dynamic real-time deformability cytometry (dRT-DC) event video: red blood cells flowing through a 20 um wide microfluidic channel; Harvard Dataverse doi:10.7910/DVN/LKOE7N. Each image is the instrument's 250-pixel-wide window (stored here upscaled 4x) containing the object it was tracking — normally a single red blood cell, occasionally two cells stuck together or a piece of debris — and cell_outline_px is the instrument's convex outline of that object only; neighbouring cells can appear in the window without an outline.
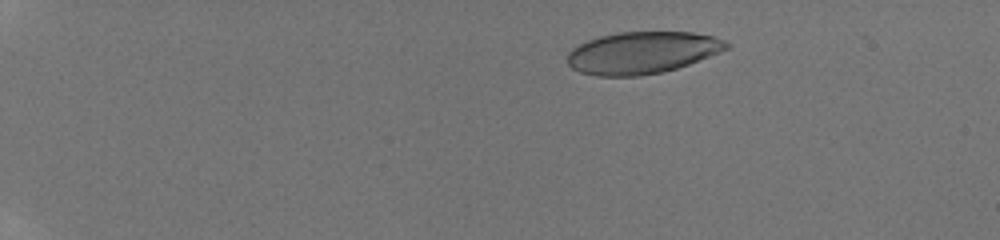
{"species": "human", "species_latin": "Homo sapiens", "temperature_condition": "room temperature", "stored_images_in_passage": 51, "camera_frame_rate_fps": 3000, "um_per_image_px": 0.085, "donor": {"sex": "male"}, "frame": {"image": 1, "passage_image": 10, "time_ms": 3.0, "image_size_px": [1000, 240], "cell_outline_px": [[732, 44], [728, 48], [720, 52], [688, 64], [664, 72], [640, 76], [596, 76], [580, 72], [572, 68], [568, 64], [568, 52], [572, 48], [588, 40], [600, 36], [620, 32], [692, 32], [712, 36], [724, 40]], "centroid_in_image_um": [54.58, 4.48], "position_along_channel_um": 30.4, "area_um2": 38.9}}
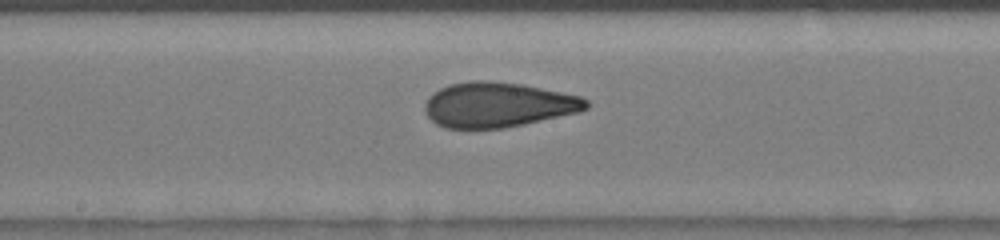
{"frame": {"image": 2, "passage_image": 31, "time_ms": 10.0, "image_size_px": [1000, 240], "cell_outline_px": [[592, 104], [588, 108], [580, 112], [524, 124], [504, 128], [444, 128], [436, 124], [428, 116], [424, 108], [424, 104], [428, 96], [440, 88], [448, 84], [472, 80], [488, 80], [524, 84], [580, 96], [588, 100]], "centroid_in_image_um": [42.34, 8.9], "position_along_channel_um": 205.9, "area_um2": 42.66}}
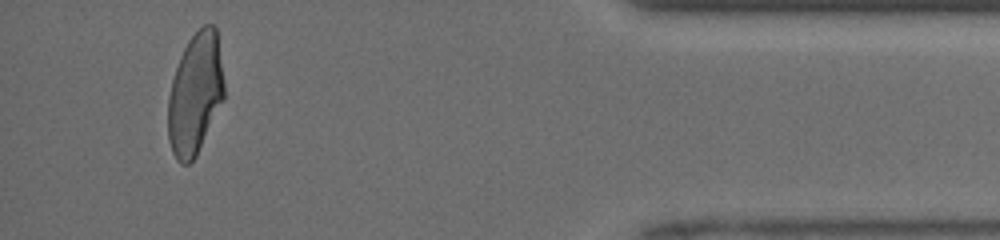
{"frame": {"image": 3, "passage_image": 49, "time_ms": 16.0, "image_size_px": [1000, 240], "cell_outline_px": [[224, 100], [196, 156], [188, 164], [180, 164], [176, 160], [172, 152], [168, 140], [168, 96], [172, 80], [180, 56], [188, 40], [204, 24], [212, 24], [216, 28], [224, 80]], "centroid_in_image_um": [16.59, 8.0], "position_along_channel_um": 418.6, "area_um2": 39.82}, "authors_computed_cell_mechanics": {"area_um2": 41.327, "velocity_mm_per_s": 4.2476, "shape_relaxation_time_tau1_ms": 4.9488, "shape_relaxation_time_tau2_ms": 0.7987, "deformation_change_tau1": 0.215, "deformation_change_tau2": 0.0798}}